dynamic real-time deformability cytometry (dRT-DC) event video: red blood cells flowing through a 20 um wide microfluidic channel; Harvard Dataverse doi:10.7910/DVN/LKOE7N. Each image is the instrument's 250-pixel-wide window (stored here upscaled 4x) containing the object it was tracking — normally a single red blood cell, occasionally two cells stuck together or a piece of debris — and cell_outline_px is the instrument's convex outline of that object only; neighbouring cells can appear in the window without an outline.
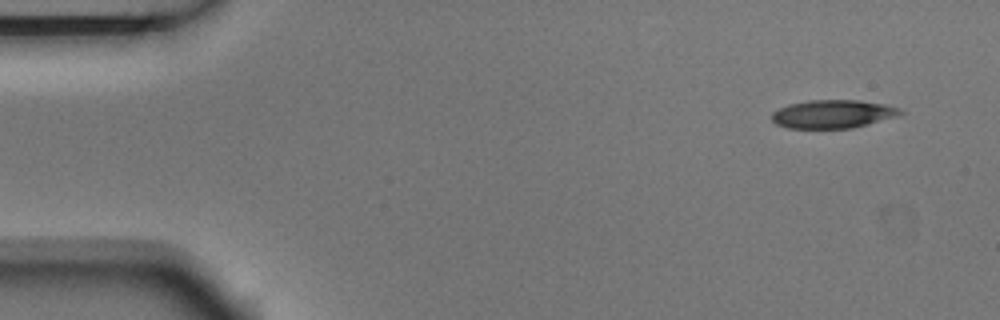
{"species": "Egyptian fruit bat (a non-hibernating species)", "species_latin": "Rousettus aegyptiacus", "temperature_condition": "room temperature", "stored_images_in_passage": 4, "camera_frame_rate_fps": 3000, "um_per_image_px": 0.085, "animal": {"sex": "male"}, "frame": {"image": 1, "passage_image": 1, "time_ms": 0.0, "image_size_px": [1000, 320], "cell_outline_px": [[904, 112], [896, 116], [868, 124], [852, 128], [788, 128], [776, 124], [772, 120], [772, 112], [788, 104], [808, 100], [860, 100], [884, 104], [900, 108]], "centroid_in_image_um": [70.78, 9.69], "position_along_channel_um": 14.2, "area_um2": 21.15}}
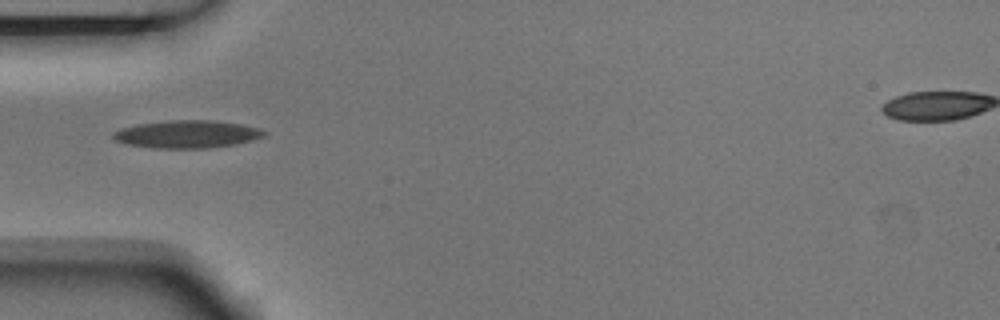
{"frame": {"image": 2, "passage_image": 4, "time_ms": 1.0, "image_size_px": [1000, 320], "cell_outline_px": [[268, 132], [264, 136], [252, 140], [236, 144], [208, 148], [152, 148], [124, 144], [116, 140], [112, 136], [112, 132], [120, 128], [136, 124], [172, 120], [212, 120], [240, 124], [260, 128]], "centroid_in_image_um": [15.88, 11.4], "position_along_channel_um": 69.1, "area_um2": 24.51}}